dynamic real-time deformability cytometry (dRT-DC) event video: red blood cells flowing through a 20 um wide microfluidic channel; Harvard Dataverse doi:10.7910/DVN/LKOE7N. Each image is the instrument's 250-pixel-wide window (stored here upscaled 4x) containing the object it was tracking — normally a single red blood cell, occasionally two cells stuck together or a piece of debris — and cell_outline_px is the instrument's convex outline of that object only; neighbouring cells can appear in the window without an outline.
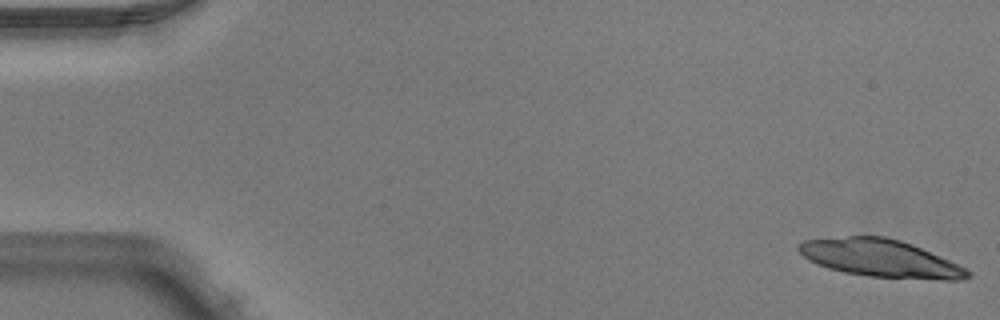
{"species": "Egyptian fruit bat (a non-hibernating species)", "species_latin": "Rousettus aegyptiacus", "temperature_condition": "warm", "stored_images_in_passage": 50, "camera_frame_rate_fps": 3000, "um_per_image_px": 0.085, "animal": {"sex": "male"}, "frame": {"image": 1, "passage_image": 1, "time_ms": 0.0, "image_size_px": [1000, 320], "cell_outline_px": [[972, 276], [960, 280], [944, 280], [868, 276], [844, 272], [828, 268], [816, 264], [808, 260], [796, 248], [796, 244], [804, 240], [848, 236], [884, 236], [900, 240], [912, 244], [948, 260], [972, 272]], "centroid_in_image_um": [74.8, 21.95], "position_along_channel_um": 10.2, "area_um2": 36.88}, "authors_computed_cell_mechanics": {"area_um2": 21.9351, "velocity_mm_per_s": 3.9475, "shape_relaxation_time_tau1_ms": null, "shape_relaxation_time_tau2_ms": 5.8067, "deformation_change_tau1": null, "deformation_change_tau2": 0.137}}